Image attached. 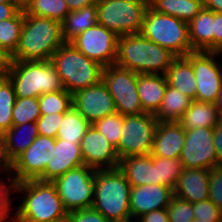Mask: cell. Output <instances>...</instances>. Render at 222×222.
Returning a JSON list of instances; mask_svg holds the SVG:
<instances>
[{"label":"cell","mask_w":222,"mask_h":222,"mask_svg":"<svg viewBox=\"0 0 222 222\" xmlns=\"http://www.w3.org/2000/svg\"><path fill=\"white\" fill-rule=\"evenodd\" d=\"M65 90L71 94L98 84L103 66L85 56L71 43L65 42L51 57Z\"/></svg>","instance_id":"cell-6"},{"label":"cell","mask_w":222,"mask_h":222,"mask_svg":"<svg viewBox=\"0 0 222 222\" xmlns=\"http://www.w3.org/2000/svg\"><path fill=\"white\" fill-rule=\"evenodd\" d=\"M91 124L74 108L64 113L59 125L56 139H63L69 142H81L87 129Z\"/></svg>","instance_id":"cell-31"},{"label":"cell","mask_w":222,"mask_h":222,"mask_svg":"<svg viewBox=\"0 0 222 222\" xmlns=\"http://www.w3.org/2000/svg\"><path fill=\"white\" fill-rule=\"evenodd\" d=\"M136 222H169L167 208L146 213L138 218Z\"/></svg>","instance_id":"cell-46"},{"label":"cell","mask_w":222,"mask_h":222,"mask_svg":"<svg viewBox=\"0 0 222 222\" xmlns=\"http://www.w3.org/2000/svg\"><path fill=\"white\" fill-rule=\"evenodd\" d=\"M84 165L99 169H112L119 166L120 158L116 148L105 136L91 125L81 140Z\"/></svg>","instance_id":"cell-17"},{"label":"cell","mask_w":222,"mask_h":222,"mask_svg":"<svg viewBox=\"0 0 222 222\" xmlns=\"http://www.w3.org/2000/svg\"><path fill=\"white\" fill-rule=\"evenodd\" d=\"M130 190L131 185L118 167L95 170L92 208L112 222H130Z\"/></svg>","instance_id":"cell-4"},{"label":"cell","mask_w":222,"mask_h":222,"mask_svg":"<svg viewBox=\"0 0 222 222\" xmlns=\"http://www.w3.org/2000/svg\"><path fill=\"white\" fill-rule=\"evenodd\" d=\"M150 7L187 23L204 8L201 0H157Z\"/></svg>","instance_id":"cell-30"},{"label":"cell","mask_w":222,"mask_h":222,"mask_svg":"<svg viewBox=\"0 0 222 222\" xmlns=\"http://www.w3.org/2000/svg\"><path fill=\"white\" fill-rule=\"evenodd\" d=\"M56 139L38 135L33 143L12 162L10 180L14 183L38 179L45 171Z\"/></svg>","instance_id":"cell-15"},{"label":"cell","mask_w":222,"mask_h":222,"mask_svg":"<svg viewBox=\"0 0 222 222\" xmlns=\"http://www.w3.org/2000/svg\"><path fill=\"white\" fill-rule=\"evenodd\" d=\"M10 62V56L4 51H0V79L7 77L9 73Z\"/></svg>","instance_id":"cell-50"},{"label":"cell","mask_w":222,"mask_h":222,"mask_svg":"<svg viewBox=\"0 0 222 222\" xmlns=\"http://www.w3.org/2000/svg\"><path fill=\"white\" fill-rule=\"evenodd\" d=\"M38 135L36 122L12 125L11 128L3 134L8 159L13 162L33 143Z\"/></svg>","instance_id":"cell-25"},{"label":"cell","mask_w":222,"mask_h":222,"mask_svg":"<svg viewBox=\"0 0 222 222\" xmlns=\"http://www.w3.org/2000/svg\"><path fill=\"white\" fill-rule=\"evenodd\" d=\"M141 34L168 49L177 57L194 52L189 40L188 23L176 17L158 13L148 7Z\"/></svg>","instance_id":"cell-7"},{"label":"cell","mask_w":222,"mask_h":222,"mask_svg":"<svg viewBox=\"0 0 222 222\" xmlns=\"http://www.w3.org/2000/svg\"><path fill=\"white\" fill-rule=\"evenodd\" d=\"M16 101V94L10 80L0 79V134L7 132L12 123V112Z\"/></svg>","instance_id":"cell-34"},{"label":"cell","mask_w":222,"mask_h":222,"mask_svg":"<svg viewBox=\"0 0 222 222\" xmlns=\"http://www.w3.org/2000/svg\"><path fill=\"white\" fill-rule=\"evenodd\" d=\"M80 143L56 139L55 148L50 154L49 162L38 180L54 181L69 170L83 166L84 161Z\"/></svg>","instance_id":"cell-19"},{"label":"cell","mask_w":222,"mask_h":222,"mask_svg":"<svg viewBox=\"0 0 222 222\" xmlns=\"http://www.w3.org/2000/svg\"><path fill=\"white\" fill-rule=\"evenodd\" d=\"M5 182H4V180H0V186L2 185V184H4Z\"/></svg>","instance_id":"cell-58"},{"label":"cell","mask_w":222,"mask_h":222,"mask_svg":"<svg viewBox=\"0 0 222 222\" xmlns=\"http://www.w3.org/2000/svg\"><path fill=\"white\" fill-rule=\"evenodd\" d=\"M177 58L166 48L140 34L118 37L115 65L138 74L165 75Z\"/></svg>","instance_id":"cell-3"},{"label":"cell","mask_w":222,"mask_h":222,"mask_svg":"<svg viewBox=\"0 0 222 222\" xmlns=\"http://www.w3.org/2000/svg\"><path fill=\"white\" fill-rule=\"evenodd\" d=\"M72 105L91 125L117 112L114 100L103 80L72 94Z\"/></svg>","instance_id":"cell-16"},{"label":"cell","mask_w":222,"mask_h":222,"mask_svg":"<svg viewBox=\"0 0 222 222\" xmlns=\"http://www.w3.org/2000/svg\"><path fill=\"white\" fill-rule=\"evenodd\" d=\"M203 6L213 12L222 13V0H205Z\"/></svg>","instance_id":"cell-52"},{"label":"cell","mask_w":222,"mask_h":222,"mask_svg":"<svg viewBox=\"0 0 222 222\" xmlns=\"http://www.w3.org/2000/svg\"><path fill=\"white\" fill-rule=\"evenodd\" d=\"M7 78L18 98H39L44 93L65 90L50 60H11Z\"/></svg>","instance_id":"cell-5"},{"label":"cell","mask_w":222,"mask_h":222,"mask_svg":"<svg viewBox=\"0 0 222 222\" xmlns=\"http://www.w3.org/2000/svg\"><path fill=\"white\" fill-rule=\"evenodd\" d=\"M23 9L27 14L61 23L70 12L65 0H31Z\"/></svg>","instance_id":"cell-33"},{"label":"cell","mask_w":222,"mask_h":222,"mask_svg":"<svg viewBox=\"0 0 222 222\" xmlns=\"http://www.w3.org/2000/svg\"><path fill=\"white\" fill-rule=\"evenodd\" d=\"M11 172L12 162L7 157L3 135L0 134V173L2 175L6 173L7 176L5 175V177L7 178V181H10Z\"/></svg>","instance_id":"cell-45"},{"label":"cell","mask_w":222,"mask_h":222,"mask_svg":"<svg viewBox=\"0 0 222 222\" xmlns=\"http://www.w3.org/2000/svg\"><path fill=\"white\" fill-rule=\"evenodd\" d=\"M158 123L151 113L123 116L121 137L115 147L118 157L150 154Z\"/></svg>","instance_id":"cell-10"},{"label":"cell","mask_w":222,"mask_h":222,"mask_svg":"<svg viewBox=\"0 0 222 222\" xmlns=\"http://www.w3.org/2000/svg\"><path fill=\"white\" fill-rule=\"evenodd\" d=\"M153 161L157 167L160 184L174 188L183 170L180 159L153 156Z\"/></svg>","instance_id":"cell-36"},{"label":"cell","mask_w":222,"mask_h":222,"mask_svg":"<svg viewBox=\"0 0 222 222\" xmlns=\"http://www.w3.org/2000/svg\"><path fill=\"white\" fill-rule=\"evenodd\" d=\"M214 105H215V108L217 109L219 118L222 120V88L214 102Z\"/></svg>","instance_id":"cell-53"},{"label":"cell","mask_w":222,"mask_h":222,"mask_svg":"<svg viewBox=\"0 0 222 222\" xmlns=\"http://www.w3.org/2000/svg\"><path fill=\"white\" fill-rule=\"evenodd\" d=\"M122 121L123 116L116 112L95 121L92 125L116 147L121 137Z\"/></svg>","instance_id":"cell-38"},{"label":"cell","mask_w":222,"mask_h":222,"mask_svg":"<svg viewBox=\"0 0 222 222\" xmlns=\"http://www.w3.org/2000/svg\"><path fill=\"white\" fill-rule=\"evenodd\" d=\"M195 73V100L214 103L222 88V65L215 52L194 51L185 56Z\"/></svg>","instance_id":"cell-13"},{"label":"cell","mask_w":222,"mask_h":222,"mask_svg":"<svg viewBox=\"0 0 222 222\" xmlns=\"http://www.w3.org/2000/svg\"><path fill=\"white\" fill-rule=\"evenodd\" d=\"M24 21V9H20L12 18L0 20V47L11 56L19 43Z\"/></svg>","instance_id":"cell-32"},{"label":"cell","mask_w":222,"mask_h":222,"mask_svg":"<svg viewBox=\"0 0 222 222\" xmlns=\"http://www.w3.org/2000/svg\"><path fill=\"white\" fill-rule=\"evenodd\" d=\"M214 52L222 47V13L214 12Z\"/></svg>","instance_id":"cell-47"},{"label":"cell","mask_w":222,"mask_h":222,"mask_svg":"<svg viewBox=\"0 0 222 222\" xmlns=\"http://www.w3.org/2000/svg\"><path fill=\"white\" fill-rule=\"evenodd\" d=\"M67 222H112L100 212L91 208L71 211L67 214Z\"/></svg>","instance_id":"cell-44"},{"label":"cell","mask_w":222,"mask_h":222,"mask_svg":"<svg viewBox=\"0 0 222 222\" xmlns=\"http://www.w3.org/2000/svg\"><path fill=\"white\" fill-rule=\"evenodd\" d=\"M209 199L222 211V166L209 169Z\"/></svg>","instance_id":"cell-43"},{"label":"cell","mask_w":222,"mask_h":222,"mask_svg":"<svg viewBox=\"0 0 222 222\" xmlns=\"http://www.w3.org/2000/svg\"><path fill=\"white\" fill-rule=\"evenodd\" d=\"M118 35L99 23L73 38L71 43L91 60L103 67L115 65Z\"/></svg>","instance_id":"cell-12"},{"label":"cell","mask_w":222,"mask_h":222,"mask_svg":"<svg viewBox=\"0 0 222 222\" xmlns=\"http://www.w3.org/2000/svg\"><path fill=\"white\" fill-rule=\"evenodd\" d=\"M173 195L191 203L209 199V169L183 168Z\"/></svg>","instance_id":"cell-21"},{"label":"cell","mask_w":222,"mask_h":222,"mask_svg":"<svg viewBox=\"0 0 222 222\" xmlns=\"http://www.w3.org/2000/svg\"><path fill=\"white\" fill-rule=\"evenodd\" d=\"M40 116L41 114L39 109V98L16 97L12 112L13 125H21L27 122H36Z\"/></svg>","instance_id":"cell-37"},{"label":"cell","mask_w":222,"mask_h":222,"mask_svg":"<svg viewBox=\"0 0 222 222\" xmlns=\"http://www.w3.org/2000/svg\"><path fill=\"white\" fill-rule=\"evenodd\" d=\"M141 1L144 2L148 7H150L157 0H141Z\"/></svg>","instance_id":"cell-55"},{"label":"cell","mask_w":222,"mask_h":222,"mask_svg":"<svg viewBox=\"0 0 222 222\" xmlns=\"http://www.w3.org/2000/svg\"><path fill=\"white\" fill-rule=\"evenodd\" d=\"M193 101L181 91L167 84L161 106L154 115L159 122H179Z\"/></svg>","instance_id":"cell-27"},{"label":"cell","mask_w":222,"mask_h":222,"mask_svg":"<svg viewBox=\"0 0 222 222\" xmlns=\"http://www.w3.org/2000/svg\"><path fill=\"white\" fill-rule=\"evenodd\" d=\"M70 11L80 10L97 3V0H65Z\"/></svg>","instance_id":"cell-51"},{"label":"cell","mask_w":222,"mask_h":222,"mask_svg":"<svg viewBox=\"0 0 222 222\" xmlns=\"http://www.w3.org/2000/svg\"><path fill=\"white\" fill-rule=\"evenodd\" d=\"M118 168L124 173L131 187L160 184L157 167L151 154L121 158Z\"/></svg>","instance_id":"cell-22"},{"label":"cell","mask_w":222,"mask_h":222,"mask_svg":"<svg viewBox=\"0 0 222 222\" xmlns=\"http://www.w3.org/2000/svg\"><path fill=\"white\" fill-rule=\"evenodd\" d=\"M20 9V3H0V20L12 18Z\"/></svg>","instance_id":"cell-49"},{"label":"cell","mask_w":222,"mask_h":222,"mask_svg":"<svg viewBox=\"0 0 222 222\" xmlns=\"http://www.w3.org/2000/svg\"><path fill=\"white\" fill-rule=\"evenodd\" d=\"M167 211L169 222H191L194 219L193 203L174 195Z\"/></svg>","instance_id":"cell-39"},{"label":"cell","mask_w":222,"mask_h":222,"mask_svg":"<svg viewBox=\"0 0 222 222\" xmlns=\"http://www.w3.org/2000/svg\"><path fill=\"white\" fill-rule=\"evenodd\" d=\"M95 169L86 165L69 170L52 181L65 210L91 208L94 200Z\"/></svg>","instance_id":"cell-9"},{"label":"cell","mask_w":222,"mask_h":222,"mask_svg":"<svg viewBox=\"0 0 222 222\" xmlns=\"http://www.w3.org/2000/svg\"><path fill=\"white\" fill-rule=\"evenodd\" d=\"M173 196V188L162 184H146L131 187L130 211L132 221L154 210L167 208Z\"/></svg>","instance_id":"cell-18"},{"label":"cell","mask_w":222,"mask_h":222,"mask_svg":"<svg viewBox=\"0 0 222 222\" xmlns=\"http://www.w3.org/2000/svg\"><path fill=\"white\" fill-rule=\"evenodd\" d=\"M213 134L214 128L209 127L185 130L184 147L179 156L183 168L211 169L218 167Z\"/></svg>","instance_id":"cell-14"},{"label":"cell","mask_w":222,"mask_h":222,"mask_svg":"<svg viewBox=\"0 0 222 222\" xmlns=\"http://www.w3.org/2000/svg\"><path fill=\"white\" fill-rule=\"evenodd\" d=\"M167 78L160 74H139L137 92L143 110L155 114L161 106L167 88Z\"/></svg>","instance_id":"cell-23"},{"label":"cell","mask_w":222,"mask_h":222,"mask_svg":"<svg viewBox=\"0 0 222 222\" xmlns=\"http://www.w3.org/2000/svg\"><path fill=\"white\" fill-rule=\"evenodd\" d=\"M220 120L214 103L194 100L179 123L185 130H191L200 127L214 128Z\"/></svg>","instance_id":"cell-28"},{"label":"cell","mask_w":222,"mask_h":222,"mask_svg":"<svg viewBox=\"0 0 222 222\" xmlns=\"http://www.w3.org/2000/svg\"><path fill=\"white\" fill-rule=\"evenodd\" d=\"M72 105V94L66 90L44 93L39 97L40 114L65 113Z\"/></svg>","instance_id":"cell-35"},{"label":"cell","mask_w":222,"mask_h":222,"mask_svg":"<svg viewBox=\"0 0 222 222\" xmlns=\"http://www.w3.org/2000/svg\"><path fill=\"white\" fill-rule=\"evenodd\" d=\"M138 75L117 65L103 68L102 80L114 100L116 111L122 116L146 113L137 92Z\"/></svg>","instance_id":"cell-11"},{"label":"cell","mask_w":222,"mask_h":222,"mask_svg":"<svg viewBox=\"0 0 222 222\" xmlns=\"http://www.w3.org/2000/svg\"><path fill=\"white\" fill-rule=\"evenodd\" d=\"M193 51L214 52V12L203 8L189 23Z\"/></svg>","instance_id":"cell-24"},{"label":"cell","mask_w":222,"mask_h":222,"mask_svg":"<svg viewBox=\"0 0 222 222\" xmlns=\"http://www.w3.org/2000/svg\"><path fill=\"white\" fill-rule=\"evenodd\" d=\"M97 5L93 4L80 10L70 11L62 22V36L70 42L80 33L97 24Z\"/></svg>","instance_id":"cell-29"},{"label":"cell","mask_w":222,"mask_h":222,"mask_svg":"<svg viewBox=\"0 0 222 222\" xmlns=\"http://www.w3.org/2000/svg\"><path fill=\"white\" fill-rule=\"evenodd\" d=\"M213 144L218 158V166H222V120L214 127Z\"/></svg>","instance_id":"cell-48"},{"label":"cell","mask_w":222,"mask_h":222,"mask_svg":"<svg viewBox=\"0 0 222 222\" xmlns=\"http://www.w3.org/2000/svg\"><path fill=\"white\" fill-rule=\"evenodd\" d=\"M165 76L169 86L195 100L197 81L192 63L186 57H177Z\"/></svg>","instance_id":"cell-26"},{"label":"cell","mask_w":222,"mask_h":222,"mask_svg":"<svg viewBox=\"0 0 222 222\" xmlns=\"http://www.w3.org/2000/svg\"><path fill=\"white\" fill-rule=\"evenodd\" d=\"M184 142L185 129L179 122H159L150 154L179 159Z\"/></svg>","instance_id":"cell-20"},{"label":"cell","mask_w":222,"mask_h":222,"mask_svg":"<svg viewBox=\"0 0 222 222\" xmlns=\"http://www.w3.org/2000/svg\"><path fill=\"white\" fill-rule=\"evenodd\" d=\"M23 196L18 203L13 222H62L68 212L65 210L52 181L32 179L14 183V194Z\"/></svg>","instance_id":"cell-1"},{"label":"cell","mask_w":222,"mask_h":222,"mask_svg":"<svg viewBox=\"0 0 222 222\" xmlns=\"http://www.w3.org/2000/svg\"><path fill=\"white\" fill-rule=\"evenodd\" d=\"M0 3H19V0H0Z\"/></svg>","instance_id":"cell-56"},{"label":"cell","mask_w":222,"mask_h":222,"mask_svg":"<svg viewBox=\"0 0 222 222\" xmlns=\"http://www.w3.org/2000/svg\"><path fill=\"white\" fill-rule=\"evenodd\" d=\"M64 43L61 22L24 11L19 43L10 58L12 61L51 60Z\"/></svg>","instance_id":"cell-2"},{"label":"cell","mask_w":222,"mask_h":222,"mask_svg":"<svg viewBox=\"0 0 222 222\" xmlns=\"http://www.w3.org/2000/svg\"><path fill=\"white\" fill-rule=\"evenodd\" d=\"M97 22L118 36L140 34L148 6L141 0H97Z\"/></svg>","instance_id":"cell-8"},{"label":"cell","mask_w":222,"mask_h":222,"mask_svg":"<svg viewBox=\"0 0 222 222\" xmlns=\"http://www.w3.org/2000/svg\"><path fill=\"white\" fill-rule=\"evenodd\" d=\"M215 53L217 54L218 57L220 56L222 59V47H220L217 51H215Z\"/></svg>","instance_id":"cell-57"},{"label":"cell","mask_w":222,"mask_h":222,"mask_svg":"<svg viewBox=\"0 0 222 222\" xmlns=\"http://www.w3.org/2000/svg\"><path fill=\"white\" fill-rule=\"evenodd\" d=\"M63 116L64 113L41 115L36 121L39 135L56 139L58 128L63 119Z\"/></svg>","instance_id":"cell-41"},{"label":"cell","mask_w":222,"mask_h":222,"mask_svg":"<svg viewBox=\"0 0 222 222\" xmlns=\"http://www.w3.org/2000/svg\"><path fill=\"white\" fill-rule=\"evenodd\" d=\"M191 222H201L200 220L193 219Z\"/></svg>","instance_id":"cell-59"},{"label":"cell","mask_w":222,"mask_h":222,"mask_svg":"<svg viewBox=\"0 0 222 222\" xmlns=\"http://www.w3.org/2000/svg\"><path fill=\"white\" fill-rule=\"evenodd\" d=\"M193 212L201 222H222V211L210 199L193 203Z\"/></svg>","instance_id":"cell-40"},{"label":"cell","mask_w":222,"mask_h":222,"mask_svg":"<svg viewBox=\"0 0 222 222\" xmlns=\"http://www.w3.org/2000/svg\"><path fill=\"white\" fill-rule=\"evenodd\" d=\"M31 0H19L21 8L23 9Z\"/></svg>","instance_id":"cell-54"},{"label":"cell","mask_w":222,"mask_h":222,"mask_svg":"<svg viewBox=\"0 0 222 222\" xmlns=\"http://www.w3.org/2000/svg\"><path fill=\"white\" fill-rule=\"evenodd\" d=\"M7 182L0 186V222H13L14 216L11 217L10 213L12 211V200L11 194L14 193V182L13 181H5Z\"/></svg>","instance_id":"cell-42"}]
</instances>
